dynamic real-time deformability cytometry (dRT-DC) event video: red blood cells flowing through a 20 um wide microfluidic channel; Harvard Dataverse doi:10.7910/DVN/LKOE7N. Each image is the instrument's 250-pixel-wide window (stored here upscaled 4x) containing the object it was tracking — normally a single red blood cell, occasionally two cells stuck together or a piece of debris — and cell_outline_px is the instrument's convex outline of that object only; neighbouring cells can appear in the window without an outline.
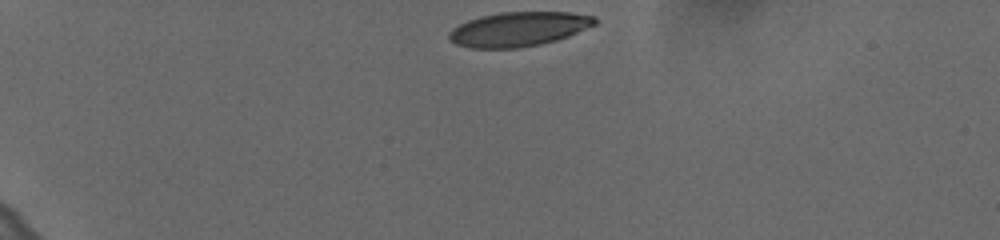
{"species": "human", "species_latin": "Homo sapiens", "temperature_condition": "cold", "stored_images_in_passage": 38, "camera_frame_rate_fps": 3000, "um_per_image_px": 0.085, "donor": {"sex": "female"}, "frame": {"image": 1, "passage_image": 1, "time_ms": 0.0, "image_size_px": [1000, 240], "cell_outline_px": [[596, 24], [568, 36], [556, 40], [540, 44], [516, 48], [472, 48], [456, 44], [448, 40], [448, 32], [452, 28], [468, 20], [480, 16], [500, 12], [568, 12], [596, 16]], "centroid_in_image_um": [44.05, 2.47], "position_along_channel_um": 40.9, "area_um2": 29.25}}
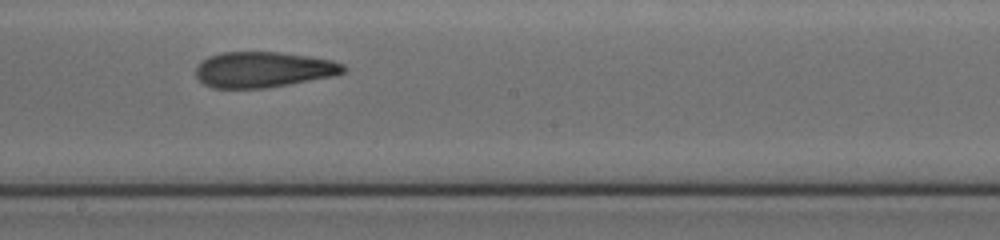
{"frame": {"image": 2, "passage_image": 22, "time_ms": 7.0, "image_size_px": [1000, 240], "cell_outline_px": [[348, 68], [344, 72], [336, 76], [264, 88], [212, 88], [204, 84], [196, 76], [196, 68], [208, 56], [220, 52], [280, 52], [332, 60], [344, 64]], "centroid_in_image_um": [22.41, 5.91], "position_along_channel_um": 225.8, "area_um2": 30.69}}
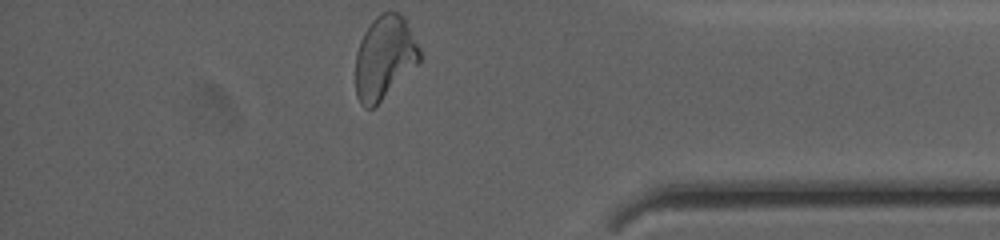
{"frame": {"image": 3, "passage_image": 38, "time_ms": 12.333, "image_size_px": [1000, 240], "cell_outline_px": [[420, 60], [372, 108], [364, 108], [360, 104], [356, 96], [356, 52], [360, 40], [364, 32], [372, 20], [376, 16], [384, 12], [396, 12], [404, 16], [420, 48]], "centroid_in_image_um": [32.65, 4.85], "position_along_channel_um": 402.5, "area_um2": 30.58}, "authors_computed_cell_mechanics": {"area_um2": 30.8363, "velocity_mm_per_s": 3.632, "shape_relaxation_time_tau1_ms": 11.3919, "shape_relaxation_time_tau2_ms": 2.7204, "deformation_change_tau1": 0.2585, "deformation_change_tau2": 0.1139}}